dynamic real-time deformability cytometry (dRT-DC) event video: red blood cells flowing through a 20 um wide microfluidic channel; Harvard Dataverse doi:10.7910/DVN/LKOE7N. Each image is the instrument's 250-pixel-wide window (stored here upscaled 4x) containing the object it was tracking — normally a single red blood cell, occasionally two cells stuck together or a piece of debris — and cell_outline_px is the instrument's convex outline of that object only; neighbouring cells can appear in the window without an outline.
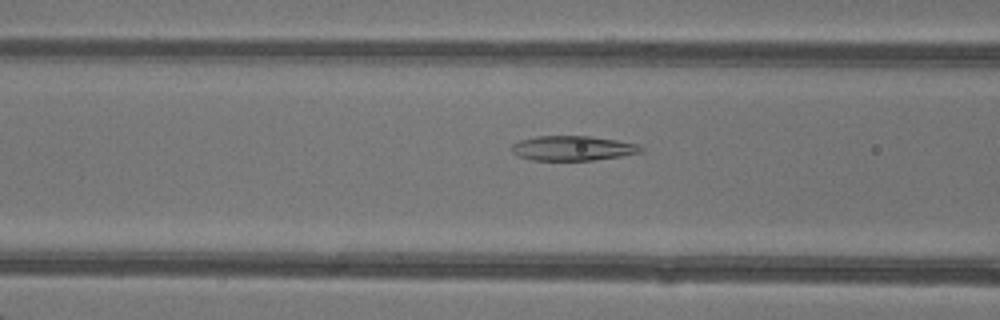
{"species": "common noctule bat (a hibernating species)", "species_latin": "Nyctalus noctula", "temperature_condition": "warm", "stored_images_in_passage": 48, "camera_frame_rate_fps": 3000, "um_per_image_px": 0.085, "animal": {"sex": "female"}, "frame": {"image": 1, "passage_image": 20, "time_ms": 6.333, "image_size_px": [1000, 320], "cell_outline_px": [[644, 152], [620, 156], [592, 160], [532, 160], [520, 156], [512, 152], [512, 144], [520, 140], [536, 136], [588, 136], [616, 140], [640, 144], [644, 148]], "centroid_in_image_um": [48.72, 12.59], "position_along_channel_um": 117.9, "area_um2": 18.61}}
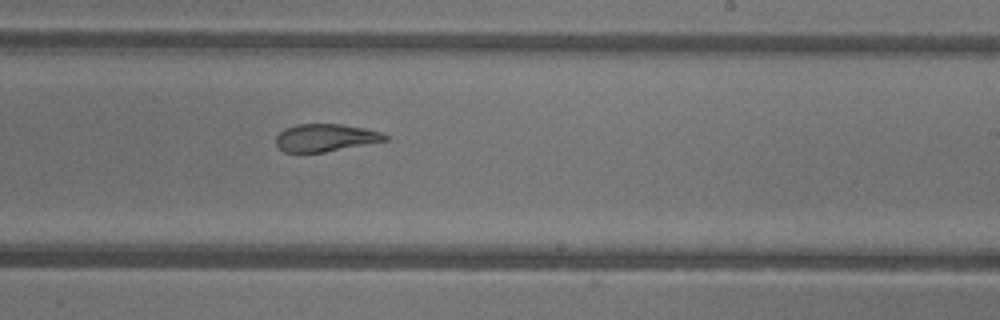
{"frame": {"image": 2, "passage_image": 30, "time_ms": 9.667, "image_size_px": [1000, 320], "cell_outline_px": [[388, 140], [324, 152], [284, 152], [276, 144], [276, 136], [284, 128], [296, 124], [340, 124], [364, 128], [380, 132], [388, 136]], "centroid_in_image_um": [27.64, 11.7], "position_along_channel_um": 261.4, "area_um2": 17.4}}
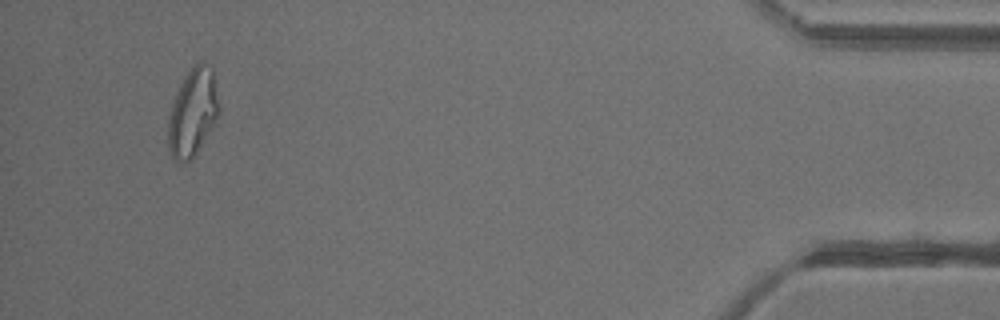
{"frame": {"image": 3, "passage_image": 46, "time_ms": 15.0, "image_size_px": [1000, 320], "cell_outline_px": [[220, 112], [216, 124], [196, 156], [192, 160], [184, 164], [180, 164], [172, 160], [168, 144], [168, 116], [176, 92], [180, 84], [188, 72], [200, 60], [212, 68], [220, 108]], "centroid_in_image_um": [16.39, 9.66], "position_along_channel_um": 418.8, "area_um2": 26.65}, "authors_computed_cell_mechanics": {"area_um2": 21.5016, "velocity_mm_per_s": 4.3071, "shape_relaxation_time_tau1_ms": 9.8414, "shape_relaxation_time_tau2_ms": 2.1616, "deformation_change_tau1": 0.2878, "deformation_change_tau2": 0.0809}}